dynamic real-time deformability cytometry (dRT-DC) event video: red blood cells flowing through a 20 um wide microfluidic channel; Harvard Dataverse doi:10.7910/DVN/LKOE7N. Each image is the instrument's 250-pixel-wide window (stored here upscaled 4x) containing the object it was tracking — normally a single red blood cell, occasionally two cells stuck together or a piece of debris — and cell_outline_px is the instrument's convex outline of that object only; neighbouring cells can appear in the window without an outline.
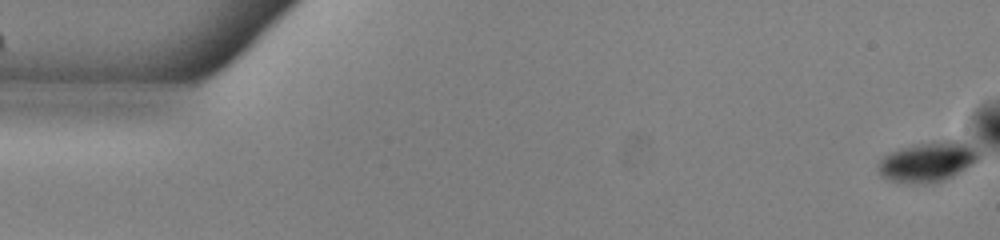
{"species": "common noctule bat (a hibernating species)", "species_latin": "Nyctalus noctula", "temperature_condition": "warm", "stored_images_in_passage": 16, "camera_frame_rate_fps": 3000, "um_per_image_px": 0.085, "animal": {"sex": "male", "body_mass_g": 13.0, "forearm_length_mm": 53.1}, "frame": {"image": 1, "passage_image": 1, "time_ms": 0.0, "image_size_px": [1000, 240], "cell_outline_px": [[980, 160], [952, 176], [944, 180], [932, 184], [908, 184], [888, 180], [880, 176], [880, 160], [884, 156], [900, 148], [940, 140], [964, 140], [980, 156]], "centroid_in_image_um": [78.87, 13.77], "position_along_channel_um": 6.1, "area_um2": 23.41}}
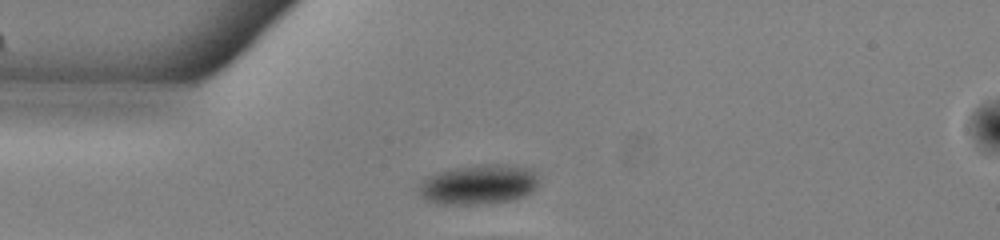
{"frame": {"image": 2, "passage_image": 14, "time_ms": 4.333, "image_size_px": [1000, 240], "cell_outline_px": [[536, 188], [532, 192], [508, 200], [472, 204], [436, 204], [424, 200], [416, 192], [420, 184], [428, 176], [440, 172], [456, 168], [484, 164], [504, 164], [528, 168], [536, 172]], "centroid_in_image_um": [40.62, 15.68], "position_along_channel_um": 44.4, "area_um2": 27.46}}